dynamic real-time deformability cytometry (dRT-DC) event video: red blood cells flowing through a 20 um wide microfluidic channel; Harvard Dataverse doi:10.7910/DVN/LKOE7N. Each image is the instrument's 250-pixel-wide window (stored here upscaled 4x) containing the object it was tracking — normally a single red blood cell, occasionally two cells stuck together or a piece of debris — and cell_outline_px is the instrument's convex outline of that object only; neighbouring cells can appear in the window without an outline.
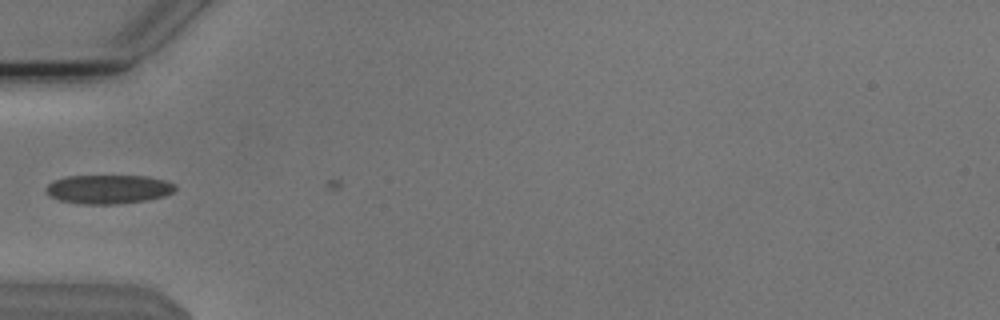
{"species": "Egyptian fruit bat (a non-hibernating species)", "species_latin": "Rousettus aegyptiacus", "temperature_condition": "cold", "stored_images_in_passage": 2, "camera_frame_rate_fps": 3000, "um_per_image_px": 0.085, "animal": {"sex": "male"}, "frame": {"image": 1, "passage_image": 1, "time_ms": 0.0, "image_size_px": [1000, 320], "cell_outline_px": [[176, 188], [172, 192], [164, 196], [148, 200], [116, 204], [80, 204], [60, 200], [48, 196], [44, 188], [52, 180], [64, 176], [148, 176], [164, 180], [176, 184]], "centroid_in_image_um": [9.18, 16.08], "position_along_channel_um": 75.8, "area_um2": 22.02}}